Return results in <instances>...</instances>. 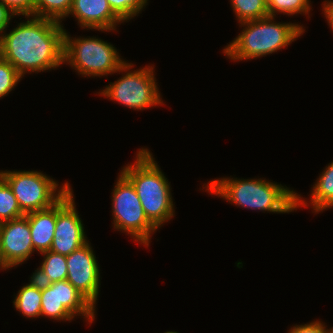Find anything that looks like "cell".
Instances as JSON below:
<instances>
[{
	"mask_svg": "<svg viewBox=\"0 0 333 333\" xmlns=\"http://www.w3.org/2000/svg\"><path fill=\"white\" fill-rule=\"evenodd\" d=\"M12 31L0 35V57L21 77L26 73L54 70L63 63L64 26L48 18L27 16Z\"/></svg>",
	"mask_w": 333,
	"mask_h": 333,
	"instance_id": "1",
	"label": "cell"
},
{
	"mask_svg": "<svg viewBox=\"0 0 333 333\" xmlns=\"http://www.w3.org/2000/svg\"><path fill=\"white\" fill-rule=\"evenodd\" d=\"M209 194L225 199L238 207L272 213H289L296 209V193L286 185L266 179L217 178L204 183Z\"/></svg>",
	"mask_w": 333,
	"mask_h": 333,
	"instance_id": "2",
	"label": "cell"
},
{
	"mask_svg": "<svg viewBox=\"0 0 333 333\" xmlns=\"http://www.w3.org/2000/svg\"><path fill=\"white\" fill-rule=\"evenodd\" d=\"M148 148H140L135 162L121 173L132 183L148 220L158 229L175 215L170 183Z\"/></svg>",
	"mask_w": 333,
	"mask_h": 333,
	"instance_id": "3",
	"label": "cell"
},
{
	"mask_svg": "<svg viewBox=\"0 0 333 333\" xmlns=\"http://www.w3.org/2000/svg\"><path fill=\"white\" fill-rule=\"evenodd\" d=\"M274 16L239 23L243 30L223 49L235 61L251 60L284 49L305 33L304 26L275 22Z\"/></svg>",
	"mask_w": 333,
	"mask_h": 333,
	"instance_id": "4",
	"label": "cell"
},
{
	"mask_svg": "<svg viewBox=\"0 0 333 333\" xmlns=\"http://www.w3.org/2000/svg\"><path fill=\"white\" fill-rule=\"evenodd\" d=\"M64 31L63 63L69 64L83 77H101L125 72L126 61L107 41L96 37H70Z\"/></svg>",
	"mask_w": 333,
	"mask_h": 333,
	"instance_id": "5",
	"label": "cell"
},
{
	"mask_svg": "<svg viewBox=\"0 0 333 333\" xmlns=\"http://www.w3.org/2000/svg\"><path fill=\"white\" fill-rule=\"evenodd\" d=\"M0 175L12 189L24 214L52 207L71 189L68 181L59 186L53 178L37 170H1Z\"/></svg>",
	"mask_w": 333,
	"mask_h": 333,
	"instance_id": "6",
	"label": "cell"
},
{
	"mask_svg": "<svg viewBox=\"0 0 333 333\" xmlns=\"http://www.w3.org/2000/svg\"><path fill=\"white\" fill-rule=\"evenodd\" d=\"M134 65L125 63V74L107 85L98 95L114 100L130 109L145 110L164 105L154 75V66L131 71Z\"/></svg>",
	"mask_w": 333,
	"mask_h": 333,
	"instance_id": "7",
	"label": "cell"
},
{
	"mask_svg": "<svg viewBox=\"0 0 333 333\" xmlns=\"http://www.w3.org/2000/svg\"><path fill=\"white\" fill-rule=\"evenodd\" d=\"M112 191L114 229L129 234L133 241L148 247L152 234L158 229L145 215L132 183L120 172Z\"/></svg>",
	"mask_w": 333,
	"mask_h": 333,
	"instance_id": "8",
	"label": "cell"
},
{
	"mask_svg": "<svg viewBox=\"0 0 333 333\" xmlns=\"http://www.w3.org/2000/svg\"><path fill=\"white\" fill-rule=\"evenodd\" d=\"M95 306L67 280L41 283V316L70 321L82 316L90 324L95 320Z\"/></svg>",
	"mask_w": 333,
	"mask_h": 333,
	"instance_id": "9",
	"label": "cell"
},
{
	"mask_svg": "<svg viewBox=\"0 0 333 333\" xmlns=\"http://www.w3.org/2000/svg\"><path fill=\"white\" fill-rule=\"evenodd\" d=\"M75 206L71 188L57 202V220L50 251L68 256L88 242Z\"/></svg>",
	"mask_w": 333,
	"mask_h": 333,
	"instance_id": "10",
	"label": "cell"
},
{
	"mask_svg": "<svg viewBox=\"0 0 333 333\" xmlns=\"http://www.w3.org/2000/svg\"><path fill=\"white\" fill-rule=\"evenodd\" d=\"M88 241L66 256L67 281L82 293L95 307L100 289V267Z\"/></svg>",
	"mask_w": 333,
	"mask_h": 333,
	"instance_id": "11",
	"label": "cell"
},
{
	"mask_svg": "<svg viewBox=\"0 0 333 333\" xmlns=\"http://www.w3.org/2000/svg\"><path fill=\"white\" fill-rule=\"evenodd\" d=\"M0 250L9 269L22 265L35 252L26 215L0 223Z\"/></svg>",
	"mask_w": 333,
	"mask_h": 333,
	"instance_id": "12",
	"label": "cell"
},
{
	"mask_svg": "<svg viewBox=\"0 0 333 333\" xmlns=\"http://www.w3.org/2000/svg\"><path fill=\"white\" fill-rule=\"evenodd\" d=\"M73 15L78 25L87 30L115 31L123 21L113 12L108 0H73L67 17Z\"/></svg>",
	"mask_w": 333,
	"mask_h": 333,
	"instance_id": "13",
	"label": "cell"
},
{
	"mask_svg": "<svg viewBox=\"0 0 333 333\" xmlns=\"http://www.w3.org/2000/svg\"><path fill=\"white\" fill-rule=\"evenodd\" d=\"M28 217L34 251H49L57 220V203L52 207L25 214Z\"/></svg>",
	"mask_w": 333,
	"mask_h": 333,
	"instance_id": "14",
	"label": "cell"
},
{
	"mask_svg": "<svg viewBox=\"0 0 333 333\" xmlns=\"http://www.w3.org/2000/svg\"><path fill=\"white\" fill-rule=\"evenodd\" d=\"M310 192V201L296 193V209L309 207L310 204L313 213L318 214L333 207V162L325 167Z\"/></svg>",
	"mask_w": 333,
	"mask_h": 333,
	"instance_id": "15",
	"label": "cell"
},
{
	"mask_svg": "<svg viewBox=\"0 0 333 333\" xmlns=\"http://www.w3.org/2000/svg\"><path fill=\"white\" fill-rule=\"evenodd\" d=\"M15 295L13 306L26 318L41 317V283L33 276Z\"/></svg>",
	"mask_w": 333,
	"mask_h": 333,
	"instance_id": "16",
	"label": "cell"
},
{
	"mask_svg": "<svg viewBox=\"0 0 333 333\" xmlns=\"http://www.w3.org/2000/svg\"><path fill=\"white\" fill-rule=\"evenodd\" d=\"M44 256L41 266L35 270L32 276L43 284H51L67 279L66 256L45 251L40 253Z\"/></svg>",
	"mask_w": 333,
	"mask_h": 333,
	"instance_id": "17",
	"label": "cell"
},
{
	"mask_svg": "<svg viewBox=\"0 0 333 333\" xmlns=\"http://www.w3.org/2000/svg\"><path fill=\"white\" fill-rule=\"evenodd\" d=\"M239 23L269 16L267 0H230Z\"/></svg>",
	"mask_w": 333,
	"mask_h": 333,
	"instance_id": "18",
	"label": "cell"
},
{
	"mask_svg": "<svg viewBox=\"0 0 333 333\" xmlns=\"http://www.w3.org/2000/svg\"><path fill=\"white\" fill-rule=\"evenodd\" d=\"M72 5L73 0H36L34 17L48 18L62 23Z\"/></svg>",
	"mask_w": 333,
	"mask_h": 333,
	"instance_id": "19",
	"label": "cell"
},
{
	"mask_svg": "<svg viewBox=\"0 0 333 333\" xmlns=\"http://www.w3.org/2000/svg\"><path fill=\"white\" fill-rule=\"evenodd\" d=\"M6 180L0 175V223L24 216Z\"/></svg>",
	"mask_w": 333,
	"mask_h": 333,
	"instance_id": "20",
	"label": "cell"
},
{
	"mask_svg": "<svg viewBox=\"0 0 333 333\" xmlns=\"http://www.w3.org/2000/svg\"><path fill=\"white\" fill-rule=\"evenodd\" d=\"M310 0H267L269 16H276L278 13L286 15L304 14L309 15Z\"/></svg>",
	"mask_w": 333,
	"mask_h": 333,
	"instance_id": "21",
	"label": "cell"
},
{
	"mask_svg": "<svg viewBox=\"0 0 333 333\" xmlns=\"http://www.w3.org/2000/svg\"><path fill=\"white\" fill-rule=\"evenodd\" d=\"M108 3L123 22H128L140 14L148 5V0H108Z\"/></svg>",
	"mask_w": 333,
	"mask_h": 333,
	"instance_id": "22",
	"label": "cell"
},
{
	"mask_svg": "<svg viewBox=\"0 0 333 333\" xmlns=\"http://www.w3.org/2000/svg\"><path fill=\"white\" fill-rule=\"evenodd\" d=\"M21 76L16 68L0 57V98L8 95L20 82Z\"/></svg>",
	"mask_w": 333,
	"mask_h": 333,
	"instance_id": "23",
	"label": "cell"
},
{
	"mask_svg": "<svg viewBox=\"0 0 333 333\" xmlns=\"http://www.w3.org/2000/svg\"><path fill=\"white\" fill-rule=\"evenodd\" d=\"M7 6L15 15L33 16L36 0H0Z\"/></svg>",
	"mask_w": 333,
	"mask_h": 333,
	"instance_id": "24",
	"label": "cell"
},
{
	"mask_svg": "<svg viewBox=\"0 0 333 333\" xmlns=\"http://www.w3.org/2000/svg\"><path fill=\"white\" fill-rule=\"evenodd\" d=\"M322 321L314 320L312 322L295 325L289 329L288 333H329V329L326 328Z\"/></svg>",
	"mask_w": 333,
	"mask_h": 333,
	"instance_id": "25",
	"label": "cell"
},
{
	"mask_svg": "<svg viewBox=\"0 0 333 333\" xmlns=\"http://www.w3.org/2000/svg\"><path fill=\"white\" fill-rule=\"evenodd\" d=\"M16 16L7 6L0 2V35L6 29L11 19Z\"/></svg>",
	"mask_w": 333,
	"mask_h": 333,
	"instance_id": "26",
	"label": "cell"
},
{
	"mask_svg": "<svg viewBox=\"0 0 333 333\" xmlns=\"http://www.w3.org/2000/svg\"><path fill=\"white\" fill-rule=\"evenodd\" d=\"M323 13H324V17H326L327 22L333 32V0L329 1V0H325L323 1Z\"/></svg>",
	"mask_w": 333,
	"mask_h": 333,
	"instance_id": "27",
	"label": "cell"
},
{
	"mask_svg": "<svg viewBox=\"0 0 333 333\" xmlns=\"http://www.w3.org/2000/svg\"><path fill=\"white\" fill-rule=\"evenodd\" d=\"M3 269L8 270L9 268L4 263V260H3L2 255H1V250H0V270H3Z\"/></svg>",
	"mask_w": 333,
	"mask_h": 333,
	"instance_id": "28",
	"label": "cell"
},
{
	"mask_svg": "<svg viewBox=\"0 0 333 333\" xmlns=\"http://www.w3.org/2000/svg\"><path fill=\"white\" fill-rule=\"evenodd\" d=\"M164 333H178V332H176V331H166Z\"/></svg>",
	"mask_w": 333,
	"mask_h": 333,
	"instance_id": "29",
	"label": "cell"
},
{
	"mask_svg": "<svg viewBox=\"0 0 333 333\" xmlns=\"http://www.w3.org/2000/svg\"><path fill=\"white\" fill-rule=\"evenodd\" d=\"M329 333H333V327L329 328Z\"/></svg>",
	"mask_w": 333,
	"mask_h": 333,
	"instance_id": "30",
	"label": "cell"
}]
</instances>
